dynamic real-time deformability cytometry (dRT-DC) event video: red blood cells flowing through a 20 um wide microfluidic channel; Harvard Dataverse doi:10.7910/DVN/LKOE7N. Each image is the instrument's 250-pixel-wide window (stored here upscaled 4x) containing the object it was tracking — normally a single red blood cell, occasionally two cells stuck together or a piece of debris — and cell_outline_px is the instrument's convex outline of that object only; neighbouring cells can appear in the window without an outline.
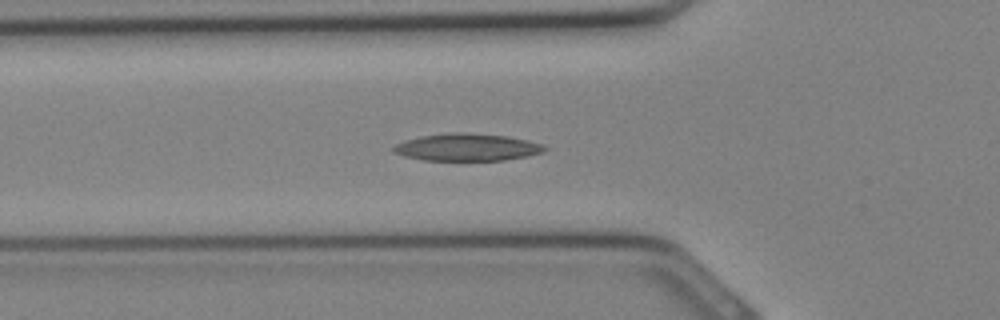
{"species": "Egyptian fruit bat (a non-hibernating species)", "species_latin": "Rousettus aegyptiacus", "temperature_condition": "cold", "stored_images_in_passage": 15, "camera_frame_rate_fps": 3000, "um_per_image_px": 0.085, "animal": {"sex": "female"}, "frame": {"image": 1, "passage_image": 10, "time_ms": 3.0, "image_size_px": [1000, 320], "cell_outline_px": [[548, 148], [544, 152], [528, 156], [504, 160], [424, 160], [404, 156], [392, 152], [392, 148], [396, 144], [404, 140], [420, 136], [452, 132], [464, 132], [508, 136], [528, 140], [540, 144]], "centroid_in_image_um": [39.69, 12.51], "position_along_channel_um": 86.1, "area_um2": 24.1}}
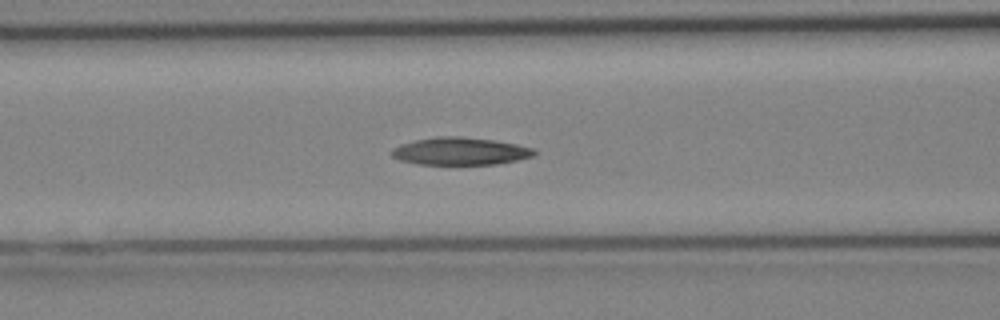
{"frame": {"image": 2, "passage_image": 12, "time_ms": 3.667, "image_size_px": [1000, 320], "cell_outline_px": [[536, 156], [496, 164], [416, 164], [400, 160], [392, 156], [388, 152], [392, 148], [400, 144], [416, 140], [436, 136], [460, 136], [496, 140], [536, 148]], "centroid_in_image_um": [39.12, 12.84], "position_along_channel_um": 127.5, "area_um2": 23.12}}
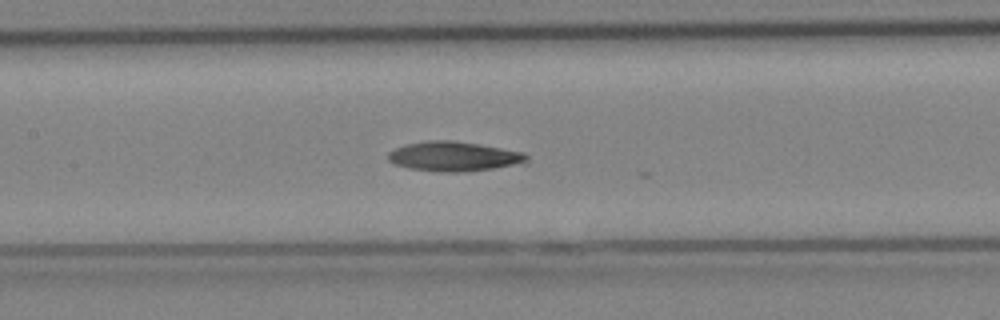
{"frame": {"image": 3, "passage_image": 14, "time_ms": 4.333, "image_size_px": [1000, 320], "cell_outline_px": [[528, 160], [524, 164], [460, 172], [436, 172], [408, 168], [396, 164], [388, 160], [388, 152], [396, 148], [408, 144], [428, 140], [452, 140], [480, 144], [524, 152], [528, 156]], "centroid_in_image_um": [38.61, 13.29], "position_along_channel_um": 168.8, "area_um2": 23.99}}